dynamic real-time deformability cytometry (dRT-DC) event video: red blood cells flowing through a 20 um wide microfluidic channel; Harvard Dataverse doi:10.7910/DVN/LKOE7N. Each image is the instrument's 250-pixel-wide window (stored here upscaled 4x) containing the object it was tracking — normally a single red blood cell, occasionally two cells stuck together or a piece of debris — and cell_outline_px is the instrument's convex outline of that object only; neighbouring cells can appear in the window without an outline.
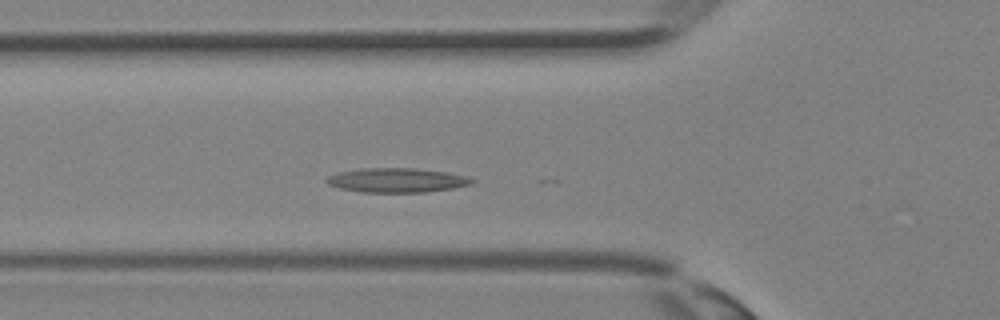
{"species": "Egyptian fruit bat (a non-hibernating species)", "species_latin": "Rousettus aegyptiacus", "temperature_condition": "room temperature", "stored_images_in_passage": 8, "camera_frame_rate_fps": 3000, "um_per_image_px": 0.085, "animal": {"sex": "female"}, "frame": {"image": 1, "passage_image": 7, "time_ms": 2.0, "image_size_px": [1000, 320], "cell_outline_px": [[476, 180], [472, 184], [452, 188], [428, 192], [360, 192], [340, 188], [328, 184], [324, 180], [328, 176], [340, 172], [360, 168], [416, 168], [444, 172], [468, 176]], "centroid_in_image_um": [33.74, 15.32], "position_along_channel_um": 92.1, "area_um2": 20.63}}